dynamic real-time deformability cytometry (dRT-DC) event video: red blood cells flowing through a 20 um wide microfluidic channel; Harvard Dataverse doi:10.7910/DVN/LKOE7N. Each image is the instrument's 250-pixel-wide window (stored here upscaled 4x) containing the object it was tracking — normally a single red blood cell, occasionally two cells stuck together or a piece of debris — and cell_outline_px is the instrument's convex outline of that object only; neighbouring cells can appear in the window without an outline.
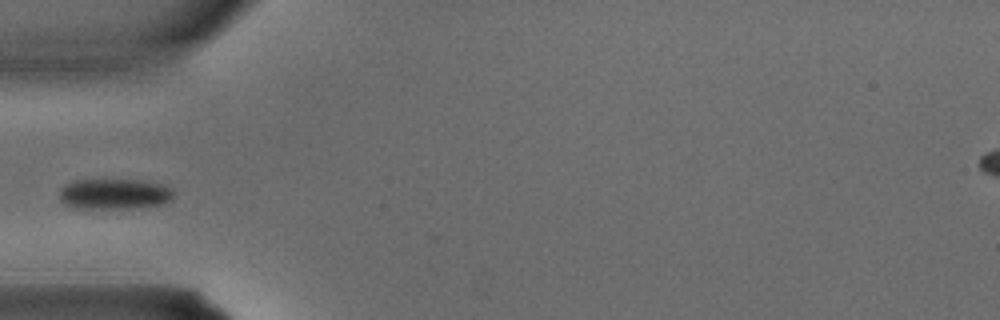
{"species": "common noctule bat (a hibernating species)", "species_latin": "Nyctalus noctula", "temperature_condition": "warm", "stored_images_in_passage": 4, "camera_frame_rate_fps": 3000, "um_per_image_px": 0.085, "animal": {"sex": "male", "body_mass_g": 15.6}, "frame": {"image": 1, "passage_image": 4, "time_ms": 1.0, "image_size_px": [1000, 320], "cell_outline_px": [[172, 196], [164, 204], [148, 208], [72, 208], [64, 204], [60, 200], [60, 188], [64, 184], [72, 180], [148, 180], [172, 188]], "centroid_in_image_um": [9.71, 16.49], "position_along_channel_um": 75.3, "area_um2": 20.69}}